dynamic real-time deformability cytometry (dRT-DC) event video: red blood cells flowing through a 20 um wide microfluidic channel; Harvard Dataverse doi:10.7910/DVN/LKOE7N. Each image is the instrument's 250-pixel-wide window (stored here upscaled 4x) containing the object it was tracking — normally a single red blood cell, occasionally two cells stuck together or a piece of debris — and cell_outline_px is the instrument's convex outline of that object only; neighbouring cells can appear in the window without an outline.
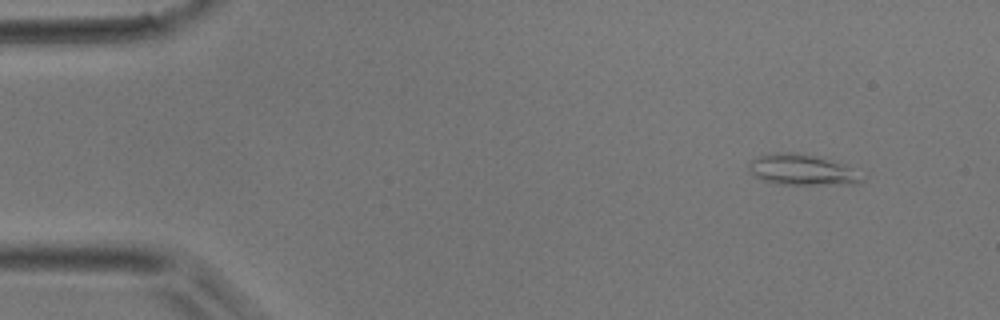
{"species": "common noctule bat (a hibernating species)", "species_latin": "Nyctalus noctula", "temperature_condition": "room temperature", "stored_images_in_passage": 41, "camera_frame_rate_fps": 3000, "um_per_image_px": 0.085, "animal": {"sex": "male", "body_mass_g": 17.9}, "frame": {"image": 1, "passage_image": 1, "time_ms": 0.0, "image_size_px": [1000, 320], "cell_outline_px": [[864, 180], [860, 184], [776, 184], [760, 180], [748, 168], [748, 164], [752, 160], [760, 156], [792, 152], [812, 156], [840, 164], [848, 168]], "centroid_in_image_um": [68.1, 14.47], "position_along_channel_um": 16.9, "area_um2": 19.31}}
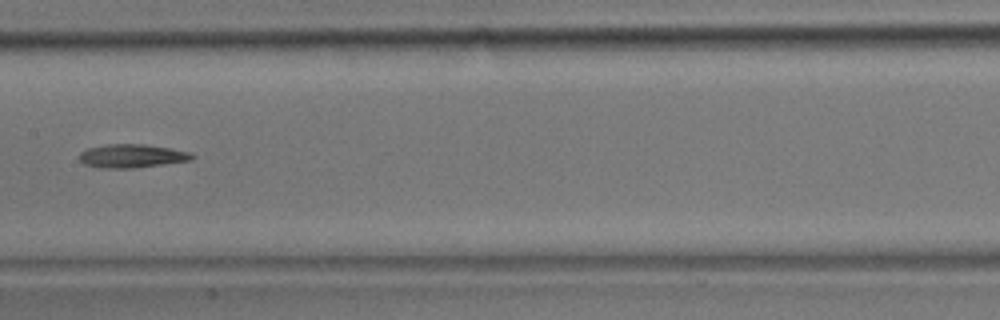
{"frame": {"image": 2, "passage_image": 19, "time_ms": 6.0, "image_size_px": [1000, 320], "cell_outline_px": [[196, 156], [192, 160], [164, 164], [132, 168], [100, 168], [84, 164], [80, 160], [80, 152], [84, 148], [108, 144], [144, 144], [172, 148], [188, 152]], "centroid_in_image_um": [11.19, 13.25], "position_along_channel_um": 196.2, "area_um2": 15.55}}
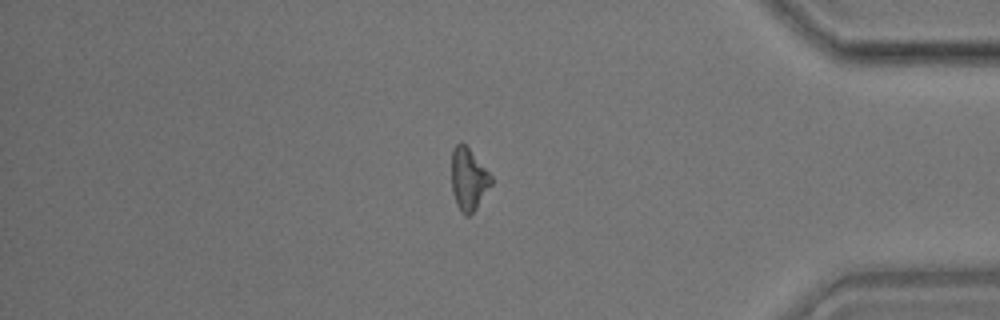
{"frame": {"image": 3, "passage_image": 34, "time_ms": 11.0, "image_size_px": [1000, 320], "cell_outline_px": [[492, 184], [476, 208], [468, 216], [464, 216], [460, 212], [456, 204], [452, 192], [452, 148], [456, 144], [464, 144], [468, 148], [492, 176]], "centroid_in_image_um": [39.81, 15.27], "position_along_channel_um": 395.4, "area_um2": 14.22}}